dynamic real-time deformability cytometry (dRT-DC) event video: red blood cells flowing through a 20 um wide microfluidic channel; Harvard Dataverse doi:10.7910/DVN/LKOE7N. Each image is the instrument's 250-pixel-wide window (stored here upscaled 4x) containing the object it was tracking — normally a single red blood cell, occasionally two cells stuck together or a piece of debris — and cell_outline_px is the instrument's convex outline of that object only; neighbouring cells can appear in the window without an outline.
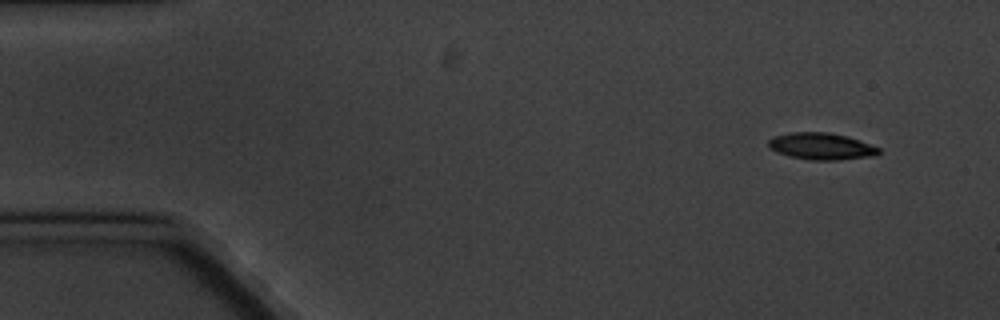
{"species": "common noctule bat (a hibernating species)", "species_latin": "Nyctalus noctula", "temperature_condition": "cold", "stored_images_in_passage": 10, "camera_frame_rate_fps": 3000, "um_per_image_px": 0.085, "animal": {"sex": "male", "body_mass_g": 20.1, "forearm_length_mm": 53.5}, "frame": {"image": 1, "passage_image": 1, "time_ms": 0.0, "image_size_px": [1000, 320], "cell_outline_px": [[880, 152], [876, 156], [840, 160], [808, 160], [788, 156], [776, 152], [768, 148], [768, 140], [772, 136], [788, 132], [828, 132], [848, 136], [860, 140], [880, 148]], "centroid_in_image_um": [69.79, 12.43], "position_along_channel_um": 15.2, "area_um2": 17.63}}
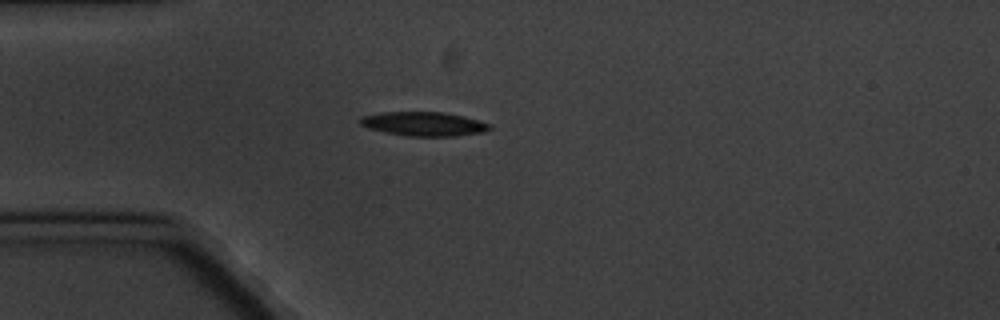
{"frame": {"image": 2, "passage_image": 4, "time_ms": 3.667, "image_size_px": [1000, 320], "cell_outline_px": [[492, 128], [484, 132], [456, 136], [408, 136], [384, 132], [368, 128], [360, 124], [356, 120], [360, 116], [380, 112], [444, 112], [464, 116], [492, 124]], "centroid_in_image_um": [36.0, 10.53], "position_along_channel_um": 49.0, "area_um2": 18.44}}